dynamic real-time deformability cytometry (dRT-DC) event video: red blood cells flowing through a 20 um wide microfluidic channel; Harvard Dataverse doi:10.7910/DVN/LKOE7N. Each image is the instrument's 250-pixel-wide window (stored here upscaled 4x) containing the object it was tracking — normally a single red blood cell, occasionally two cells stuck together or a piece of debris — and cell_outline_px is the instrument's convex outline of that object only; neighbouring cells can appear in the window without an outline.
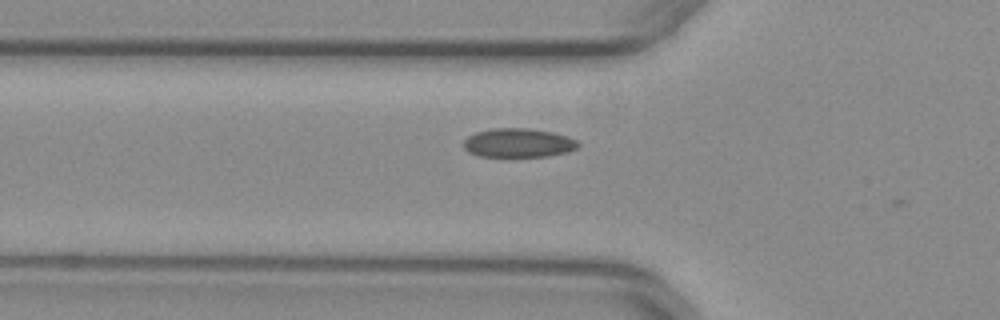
{"species": "common noctule bat (a hibernating species)", "species_latin": "Nyctalus noctula", "temperature_condition": "warm", "stored_images_in_passage": 30, "camera_frame_rate_fps": 3000, "um_per_image_px": 0.085, "animal": {"sex": "female", "body_mass_g": 29.2, "forearm_length_mm": 56.3}, "frame": {"image": 1, "passage_image": 5, "time_ms": 1.333, "image_size_px": [1000, 320], "cell_outline_px": [[580, 144], [576, 148], [568, 152], [548, 156], [480, 156], [468, 152], [464, 148], [464, 140], [468, 136], [476, 132], [492, 128], [528, 128], [552, 132], [568, 136], [576, 140]], "centroid_in_image_um": [44.06, 12.14], "position_along_channel_um": 81.7, "area_um2": 19.31}}
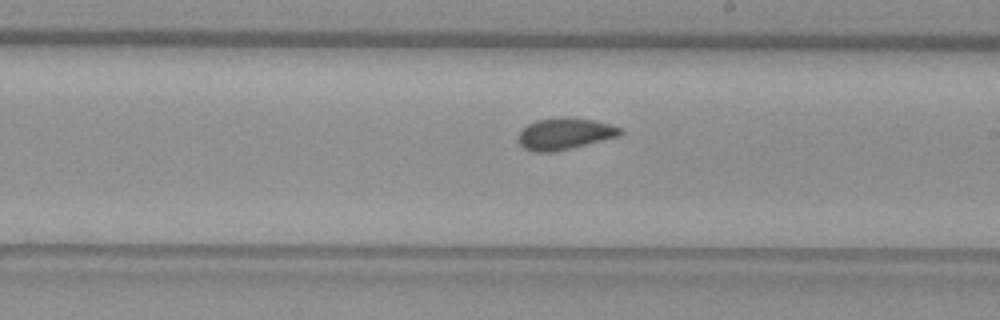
{"frame": {"image": 2, "passage_image": 17, "time_ms": 5.333, "image_size_px": [1000, 320], "cell_outline_px": [[624, 132], [620, 136], [552, 152], [536, 152], [524, 148], [520, 144], [520, 132], [528, 124], [536, 120], [560, 116], [572, 116], [596, 120], [624, 128]], "centroid_in_image_um": [48.07, 11.33], "position_along_channel_um": 240.9, "area_um2": 18.9}}
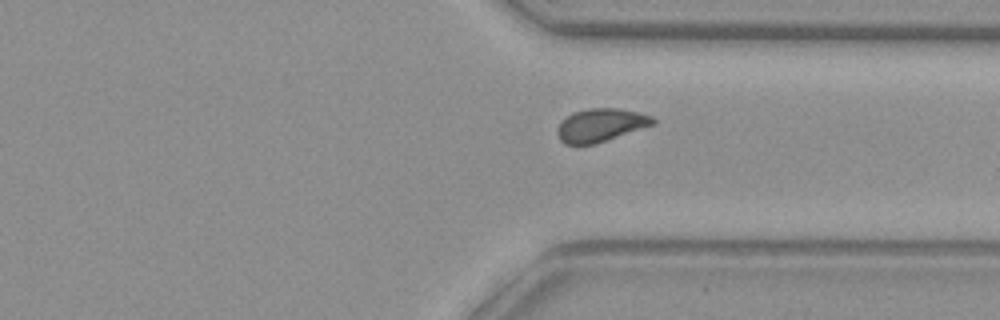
{"frame": {"image": 3, "passage_image": 26, "time_ms": 8.333, "image_size_px": [1000, 320], "cell_outline_px": [[656, 124], [592, 144], [564, 144], [560, 140], [556, 132], [556, 128], [572, 112], [588, 108], [616, 108], [640, 112], [652, 116], [656, 120]], "centroid_in_image_um": [51.07, 10.62], "position_along_channel_um": 360.3, "area_um2": 18.32}}